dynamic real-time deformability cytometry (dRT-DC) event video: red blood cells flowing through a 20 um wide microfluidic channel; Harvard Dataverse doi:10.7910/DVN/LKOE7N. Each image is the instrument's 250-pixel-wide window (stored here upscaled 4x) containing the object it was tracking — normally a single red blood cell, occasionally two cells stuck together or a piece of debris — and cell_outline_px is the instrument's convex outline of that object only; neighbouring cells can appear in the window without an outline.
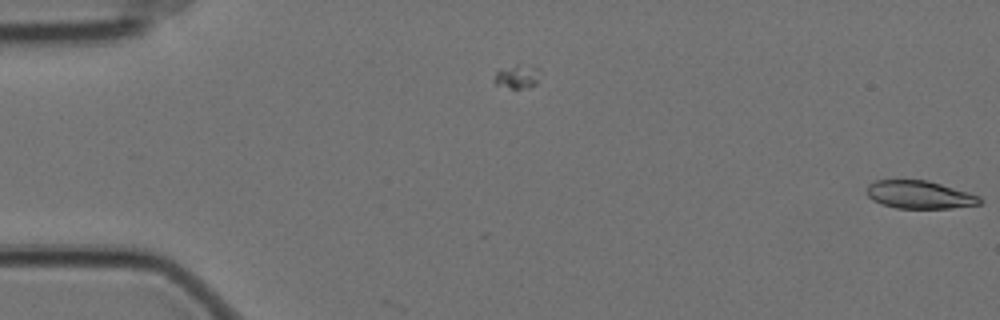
{"species": "Egyptian fruit bat (a non-hibernating species)", "species_latin": "Rousettus aegyptiacus", "temperature_condition": "cold", "stored_images_in_passage": 6, "camera_frame_rate_fps": 3000, "um_per_image_px": 0.085, "animal": {"sex": "female"}, "frame": {"image": 1, "passage_image": 6, "time_ms": 1.667, "image_size_px": [1000, 320], "cell_outline_px": [[984, 200], [980, 204], [952, 208], [896, 208], [880, 204], [872, 200], [868, 196], [868, 184], [876, 180], [928, 180], [968, 192], [980, 196]], "centroid_in_image_um": [78.18, 16.55], "position_along_channel_um": 6.8, "area_um2": 18.44}}